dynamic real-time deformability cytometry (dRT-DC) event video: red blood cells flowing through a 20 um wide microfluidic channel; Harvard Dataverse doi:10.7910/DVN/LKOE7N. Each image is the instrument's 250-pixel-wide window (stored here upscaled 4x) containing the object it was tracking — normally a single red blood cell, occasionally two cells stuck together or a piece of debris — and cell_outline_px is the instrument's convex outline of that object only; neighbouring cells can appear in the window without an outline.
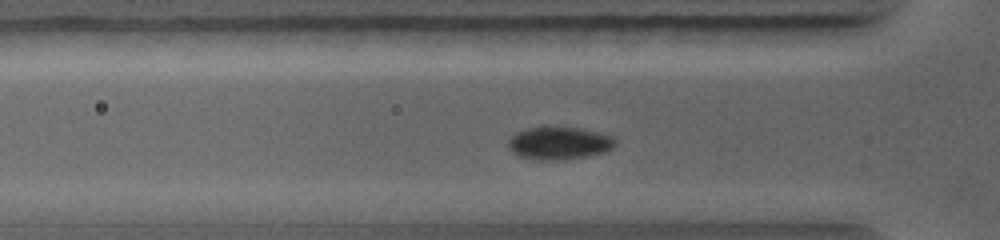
{"species": "common noctule bat (a hibernating species)", "species_latin": "Nyctalus noctula", "temperature_condition": "warm", "stored_images_in_passage": 37, "camera_frame_rate_fps": 5000, "um_per_image_px": 0.085, "animal": {"sex": "female", "body_mass_g": 19.0, "forearm_length_mm": 56.7}, "frame": {"image": 1, "passage_image": 11, "time_ms": 2.6, "image_size_px": [1000, 240], "cell_outline_px": [[616, 144], [612, 148], [604, 152], [588, 156], [564, 160], [532, 160], [520, 156], [512, 152], [508, 148], [508, 140], [516, 132], [528, 128], [548, 124], [584, 128], [612, 136], [616, 140]], "centroid_in_image_um": [47.51, 12.13], "position_along_channel_um": 78.3, "area_um2": 21.21}}
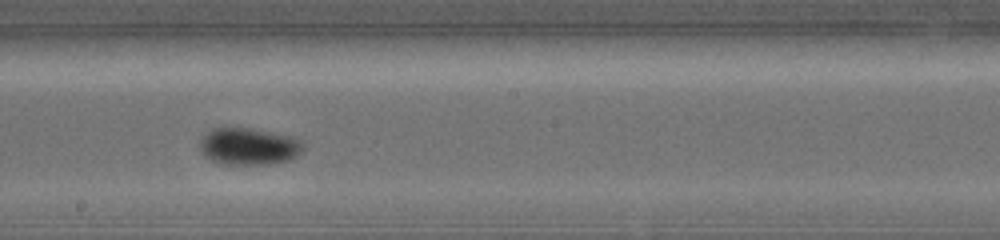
{"frame": {"image": 2, "passage_image": 22, "time_ms": 5.6, "image_size_px": [1000, 240], "cell_outline_px": [[304, 148], [292, 160], [268, 164], [220, 164], [208, 160], [200, 152], [200, 140], [208, 132], [216, 128], [248, 128], [288, 136], [300, 140], [304, 144]], "centroid_in_image_um": [21.12, 12.47], "position_along_channel_um": 227.1, "area_um2": 22.2}}
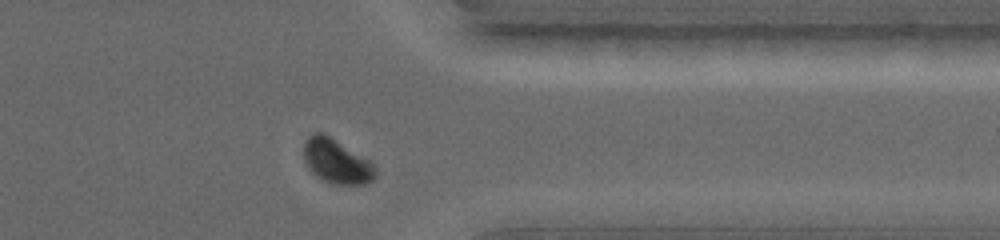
{"frame": {"image": 3, "passage_image": 33, "time_ms": 8.8, "image_size_px": [1000, 240], "cell_outline_px": [[376, 176], [372, 180], [364, 184], [332, 184], [316, 176], [308, 168], [304, 160], [304, 144], [308, 136], [312, 132], [324, 132], [368, 160], [376, 168]], "centroid_in_image_um": [28.58, 13.7], "position_along_channel_um": 382.8, "area_um2": 18.44}}